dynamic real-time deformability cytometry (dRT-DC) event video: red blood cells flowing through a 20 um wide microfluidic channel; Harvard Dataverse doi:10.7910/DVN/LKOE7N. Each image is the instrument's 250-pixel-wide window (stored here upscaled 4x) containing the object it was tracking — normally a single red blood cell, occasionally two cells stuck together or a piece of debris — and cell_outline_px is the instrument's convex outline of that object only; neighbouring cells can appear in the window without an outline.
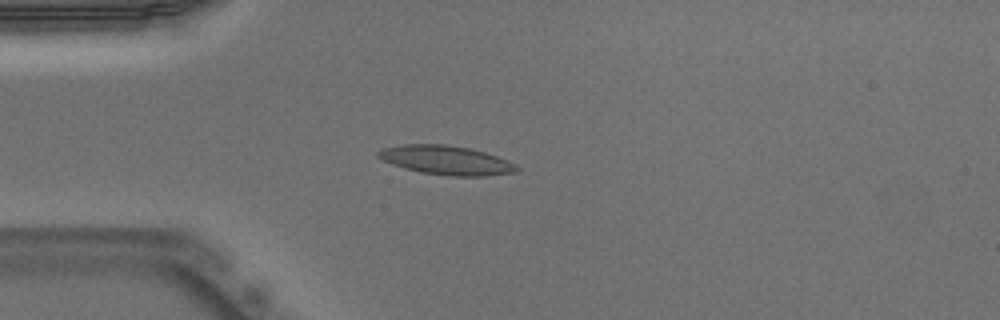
{"species": "Egyptian fruit bat (a non-hibernating species)", "species_latin": "Rousettus aegyptiacus", "temperature_condition": "warm", "stored_images_in_passage": 43, "camera_frame_rate_fps": 3000, "um_per_image_px": 0.085, "animal": {"sex": "male"}, "frame": {"image": 1, "passage_image": 12, "time_ms": 3.667, "image_size_px": [1000, 320], "cell_outline_px": [[520, 168], [516, 172], [484, 176], [448, 176], [420, 172], [404, 168], [392, 164], [376, 156], [376, 152], [380, 148], [404, 144], [444, 144], [468, 148], [484, 152], [508, 160], [516, 164]], "centroid_in_image_um": [37.91, 13.62], "position_along_channel_um": 47.1, "area_um2": 23.52}}
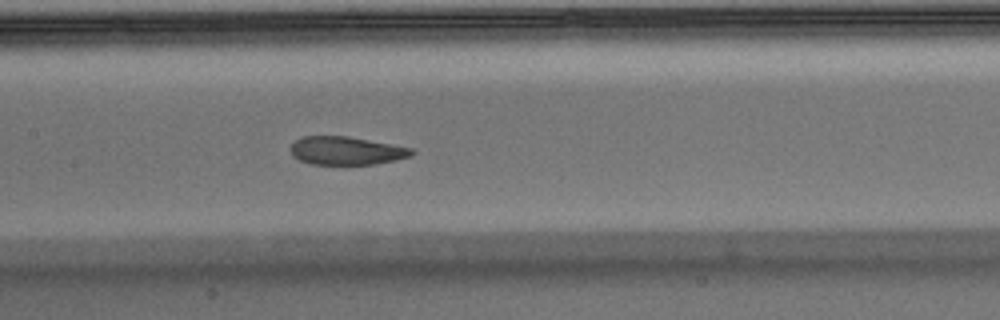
{"frame": {"image": 2, "passage_image": 23, "time_ms": 7.333, "image_size_px": [1000, 320], "cell_outline_px": [[416, 152], [412, 156], [396, 160], [376, 164], [312, 164], [300, 160], [292, 156], [292, 144], [296, 140], [304, 136], [348, 136], [412, 148]], "centroid_in_image_um": [29.48, 12.81], "position_along_channel_um": 177.9, "area_um2": 19.83}}
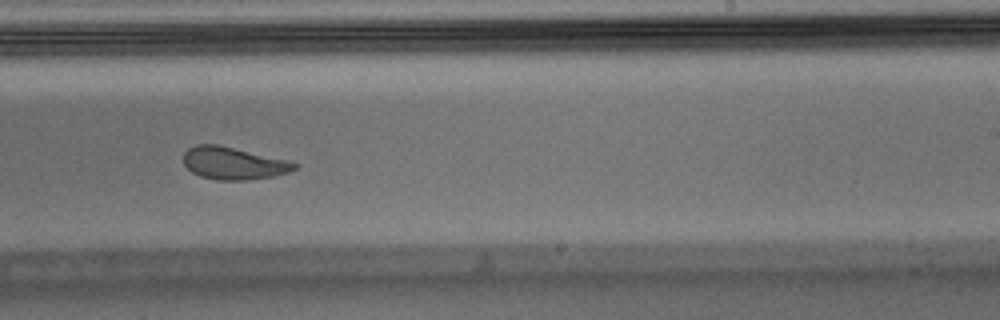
{"frame": {"image": 3, "passage_image": 30, "time_ms": 9.667, "image_size_px": [1000, 320], "cell_outline_px": [[300, 164], [296, 168], [288, 172], [272, 176], [244, 180], [220, 180], [200, 176], [192, 172], [184, 164], [184, 152], [188, 148], [196, 144], [216, 144], [288, 160]], "centroid_in_image_um": [19.83, 13.87], "position_along_channel_um": 269.2, "area_um2": 20.75}, "authors_computed_cell_mechanics": {"area_um2": 21.6172, "velocity_mm_per_s": 3.9211, "shape_relaxation_time_tau1_ms": 7.0078, "shape_relaxation_time_tau2_ms": 1.6704, "deformation_change_tau1": 0.1884, "deformation_change_tau2": 0.084}}